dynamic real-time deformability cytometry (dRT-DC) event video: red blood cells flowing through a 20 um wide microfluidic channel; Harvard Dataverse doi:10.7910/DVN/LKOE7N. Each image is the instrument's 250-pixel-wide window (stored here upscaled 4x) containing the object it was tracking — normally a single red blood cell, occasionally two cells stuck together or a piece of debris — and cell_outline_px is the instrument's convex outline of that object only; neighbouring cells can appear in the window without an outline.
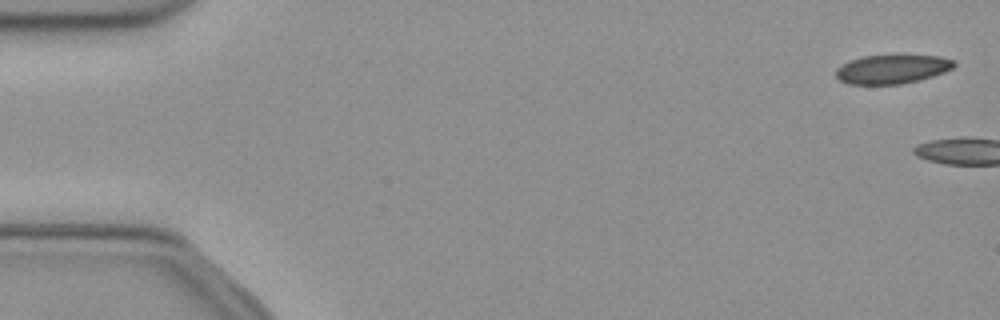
{"species": "common noctule bat (a hibernating species)", "species_latin": "Nyctalus noctula", "temperature_condition": "cold", "stored_images_in_passage": 4, "camera_frame_rate_fps": 3000, "um_per_image_px": 0.085, "animal": {"sex": "female", "body_mass_g": 21.9}, "frame": {"image": 1, "passage_image": 1, "time_ms": 0.0, "image_size_px": [1000, 320], "cell_outline_px": [[956, 64], [952, 68], [944, 72], [932, 76], [900, 84], [848, 84], [840, 80], [836, 76], [836, 68], [848, 60], [864, 56], [892, 52], [904, 52], [940, 56], [956, 60]], "centroid_in_image_um": [75.85, 5.8], "position_along_channel_um": 9.1, "area_um2": 20.98}}